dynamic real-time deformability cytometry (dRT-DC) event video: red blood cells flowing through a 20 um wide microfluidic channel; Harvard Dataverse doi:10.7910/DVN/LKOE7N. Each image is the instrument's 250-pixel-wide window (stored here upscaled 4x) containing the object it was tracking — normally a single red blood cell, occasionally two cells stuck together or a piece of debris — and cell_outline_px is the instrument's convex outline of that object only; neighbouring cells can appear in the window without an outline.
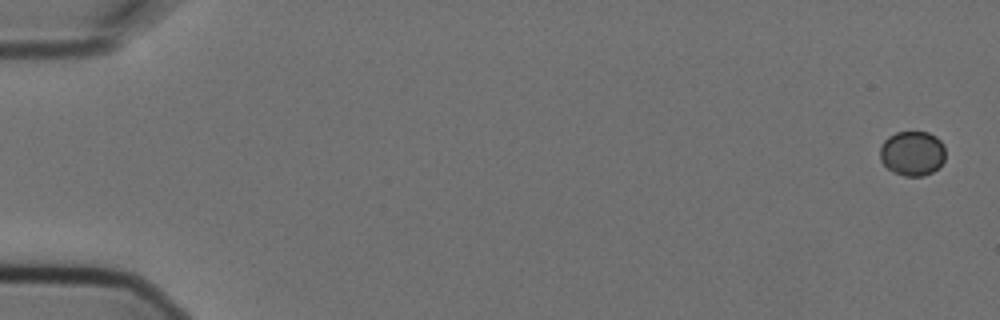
{"species": "Egyptian fruit bat (a non-hibernating species)", "species_latin": "Rousettus aegyptiacus", "temperature_condition": "cold", "stored_images_in_passage": 8, "camera_frame_rate_fps": 3000, "um_per_image_px": 0.085, "animal": {"sex": "female"}, "frame": {"image": 1, "passage_image": 1, "time_ms": 0.0, "image_size_px": [1000, 320], "cell_outline_px": [[944, 160], [932, 172], [924, 176], [904, 176], [892, 172], [880, 160], [880, 148], [884, 140], [888, 136], [896, 132], [928, 132], [936, 136], [944, 144]], "centroid_in_image_um": [77.53, 13.03], "position_along_channel_um": 7.5, "area_um2": 17.11}}
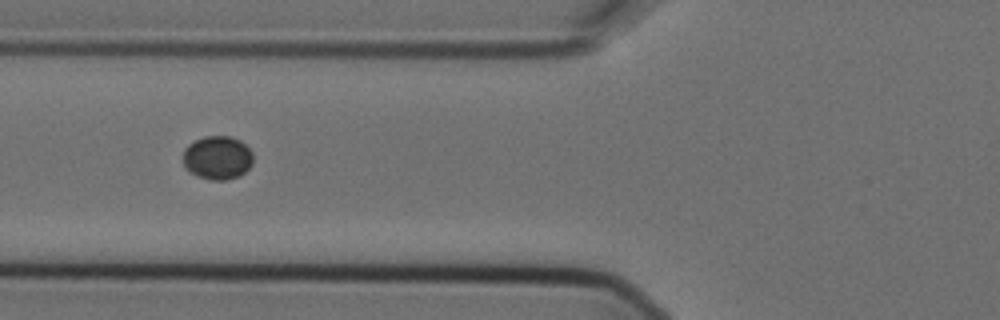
{"frame": {"image": 2, "passage_image": 7, "time_ms": 2.0, "image_size_px": [1000, 320], "cell_outline_px": [[252, 164], [240, 176], [224, 180], [208, 180], [196, 176], [188, 172], [184, 168], [184, 148], [188, 144], [204, 136], [228, 136], [240, 140], [252, 152]], "centroid_in_image_um": [18.46, 13.42], "position_along_channel_um": 107.3, "area_um2": 17.92}}
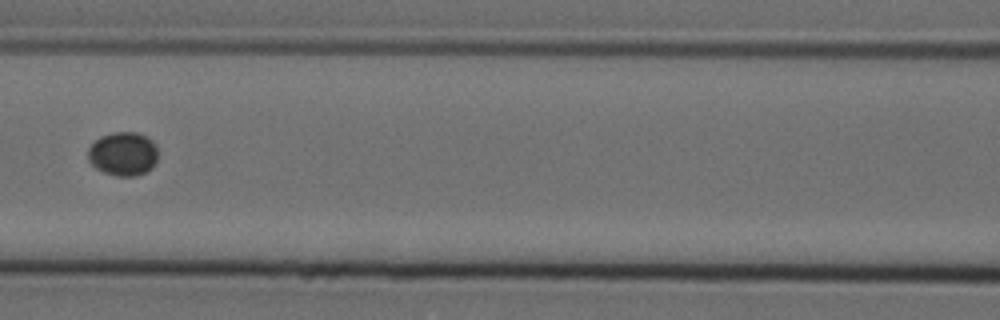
{"frame": {"image": 3, "passage_image": 8, "time_ms": 2.333, "image_size_px": [1000, 320], "cell_outline_px": [[156, 160], [152, 168], [136, 176], [116, 176], [104, 172], [96, 168], [88, 160], [88, 148], [100, 136], [112, 132], [136, 132], [152, 140], [156, 144]], "centroid_in_image_um": [10.45, 13.07], "position_along_channel_um": 156.2, "area_um2": 17.8}}